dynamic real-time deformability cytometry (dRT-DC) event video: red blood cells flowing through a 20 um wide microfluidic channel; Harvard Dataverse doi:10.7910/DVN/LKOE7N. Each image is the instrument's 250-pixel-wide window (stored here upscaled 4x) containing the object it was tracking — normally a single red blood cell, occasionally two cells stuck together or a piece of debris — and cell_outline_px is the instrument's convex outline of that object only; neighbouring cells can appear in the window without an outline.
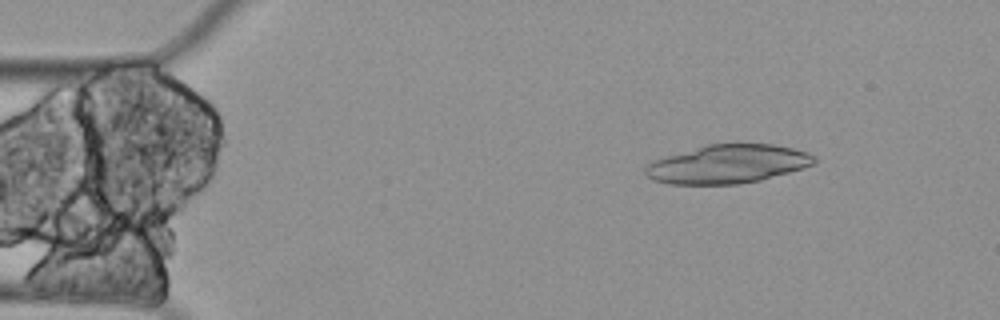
{"species": "Egyptian fruit bat (a non-hibernating species)", "species_latin": "Rousettus aegyptiacus", "temperature_condition": "cold", "stored_images_in_passage": 26, "camera_frame_rate_fps": 3000, "um_per_image_px": 0.085, "animal": {"sex": "female"}, "frame": {"image": 1, "passage_image": 8, "time_ms": 2.333, "image_size_px": [1000, 320], "cell_outline_px": [[816, 164], [804, 168], [760, 180], [736, 184], [668, 184], [652, 180], [644, 172], [644, 168], [652, 160], [708, 144], [772, 144], [792, 148], [808, 152], [816, 160]], "centroid_in_image_um": [61.84, 13.95], "position_along_channel_um": 23.2, "area_um2": 37.86}}
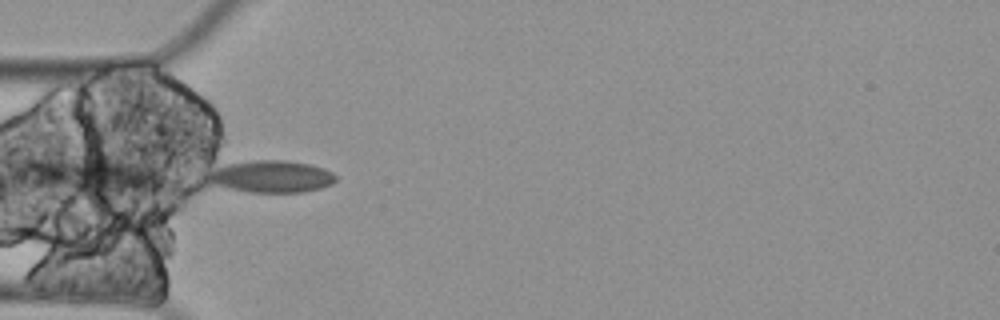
{"frame": {"image": 2, "passage_image": 18, "time_ms": 5.667, "image_size_px": [1000, 320], "cell_outline_px": [[336, 180], [332, 184], [320, 188], [304, 192], [248, 192], [208, 184], [208, 180], [216, 168], [224, 164], [252, 160], [288, 160], [312, 164], [324, 168], [332, 172], [336, 176]], "centroid_in_image_um": [23.09, 15.0], "position_along_channel_um": 61.9, "area_um2": 23.99}}
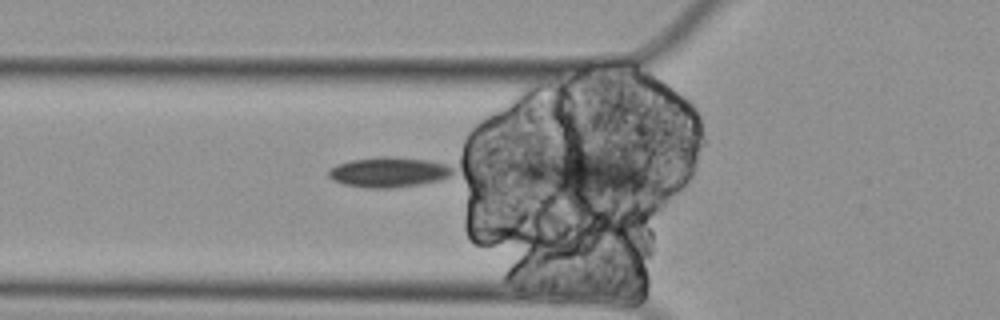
{"frame": {"image": 3, "passage_image": 19, "time_ms": 6.0, "image_size_px": [1000, 320], "cell_outline_px": [[456, 172], [452, 176], [440, 180], [420, 184], [388, 188], [368, 188], [344, 184], [332, 180], [328, 176], [328, 172], [336, 164], [352, 160], [380, 156], [388, 156], [428, 160], [448, 164], [456, 168]], "centroid_in_image_um": [33.11, 14.63], "position_along_channel_um": 92.7, "area_um2": 22.02}}